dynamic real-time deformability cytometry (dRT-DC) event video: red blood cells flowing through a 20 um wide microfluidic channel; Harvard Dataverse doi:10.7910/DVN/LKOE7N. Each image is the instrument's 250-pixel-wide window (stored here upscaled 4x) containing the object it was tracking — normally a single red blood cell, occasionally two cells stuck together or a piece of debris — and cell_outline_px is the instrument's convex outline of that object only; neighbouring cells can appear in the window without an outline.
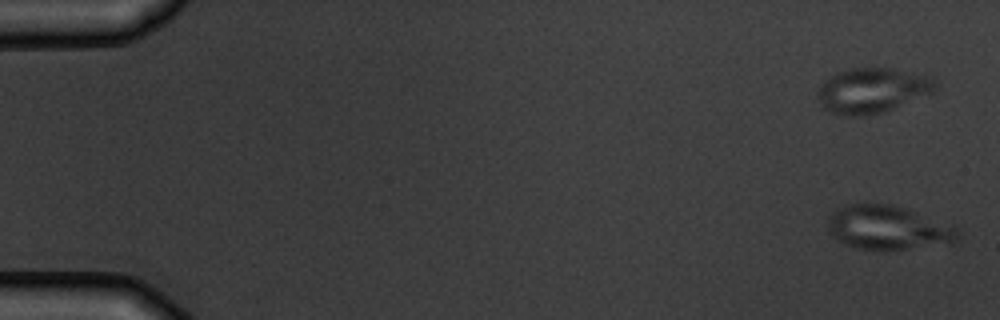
{"species": "common noctule bat (a hibernating species)", "species_latin": "Nyctalus noctula", "temperature_condition": "warm", "stored_images_in_passage": 4, "camera_frame_rate_fps": 3000, "um_per_image_px": 0.085, "animal": {"sex": "male", "body_mass_g": 19.5, "forearm_length_mm": 54.6}, "frame": {"image": 1, "passage_image": 1, "time_ms": 0.0, "image_size_px": [1000, 320], "cell_outline_px": [[960, 236], [952, 244], [888, 252], [880, 252], [856, 248], [836, 240], [828, 232], [828, 220], [832, 212], [848, 204], [892, 204], [952, 224], [960, 232]], "centroid_in_image_um": [75.52, 19.41], "position_along_channel_um": 9.5, "area_um2": 34.28}}